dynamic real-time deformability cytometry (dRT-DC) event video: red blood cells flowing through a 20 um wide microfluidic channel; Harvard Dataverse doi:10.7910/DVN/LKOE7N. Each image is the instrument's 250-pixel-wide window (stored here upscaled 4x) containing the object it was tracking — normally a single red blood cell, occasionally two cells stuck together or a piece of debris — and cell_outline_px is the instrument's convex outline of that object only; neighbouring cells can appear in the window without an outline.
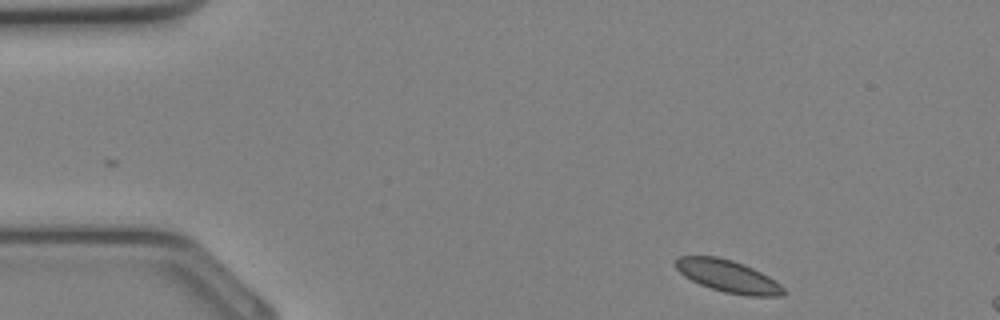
{"species": "Egyptian fruit bat (a non-hibernating species)", "species_latin": "Rousettus aegyptiacus", "temperature_condition": "cold", "stored_images_in_passage": 6, "camera_frame_rate_fps": 3000, "um_per_image_px": 0.085, "animal": {"sex": "female"}, "frame": {"image": 1, "passage_image": 1, "time_ms": 0.0, "image_size_px": [1000, 320], "cell_outline_px": [[784, 296], [748, 296], [724, 292], [700, 284], [684, 276], [676, 268], [676, 260], [680, 256], [716, 256], [732, 260], [744, 264], [768, 276], [780, 284], [784, 288]], "centroid_in_image_um": [61.89, 23.48], "position_along_channel_um": 23.1, "area_um2": 20.06}}